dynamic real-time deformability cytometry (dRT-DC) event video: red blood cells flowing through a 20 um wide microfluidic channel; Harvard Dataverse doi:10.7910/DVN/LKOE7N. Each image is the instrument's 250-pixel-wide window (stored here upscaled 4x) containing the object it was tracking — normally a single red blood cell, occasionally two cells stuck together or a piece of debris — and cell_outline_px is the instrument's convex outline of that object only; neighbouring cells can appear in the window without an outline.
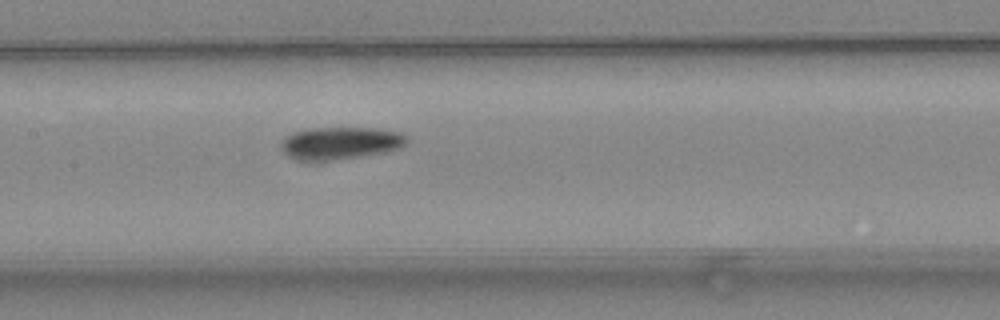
{"species": "common noctule bat (a hibernating species)", "species_latin": "Nyctalus noctula", "temperature_condition": "warm", "stored_images_in_passage": 7, "camera_frame_rate_fps": 3000, "um_per_image_px": 0.085, "animal": {"sex": "female", "body_mass_g": 24.6, "forearm_length_mm": 56.2}, "frame": {"image": 1, "passage_image": 7, "time_ms": 2.0, "image_size_px": [1000, 320], "cell_outline_px": [[408, 140], [404, 144], [396, 148], [384, 152], [332, 160], [300, 160], [288, 156], [280, 148], [280, 140], [284, 136], [292, 132], [304, 128], [372, 128], [400, 132]], "centroid_in_image_um": [28.82, 12.14], "position_along_channel_um": 178.6, "area_um2": 23.58}}